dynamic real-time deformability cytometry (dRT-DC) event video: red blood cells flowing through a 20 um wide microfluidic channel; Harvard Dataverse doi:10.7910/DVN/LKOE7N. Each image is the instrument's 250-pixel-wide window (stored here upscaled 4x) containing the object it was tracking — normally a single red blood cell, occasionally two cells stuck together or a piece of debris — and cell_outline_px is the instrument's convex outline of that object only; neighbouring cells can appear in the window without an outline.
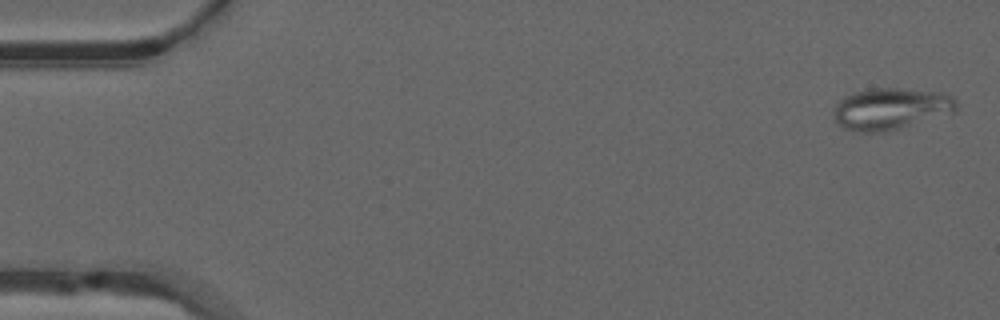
{"species": "common noctule bat (a hibernating species)", "species_latin": "Nyctalus noctula", "temperature_condition": "warm", "stored_images_in_passage": 51, "segment_of_instrument_passage": [1, 2], "camera_frame_rate_fps": 3000, "um_per_image_px": 0.085, "animal": {"sex": "male", "forearm_length_mm": 52.5}, "frame": {"image": 1, "passage_image": 2, "time_ms": 0.333, "image_size_px": [1000, 320], "cell_outline_px": [[956, 108], [952, 112], [884, 132], [852, 132], [836, 124], [836, 104], [844, 96], [852, 92], [872, 88], [896, 88], [944, 92], [952, 96], [956, 100]], "centroid_in_image_um": [75.68, 9.23], "position_along_channel_um": 9.3, "area_um2": 29.48}}
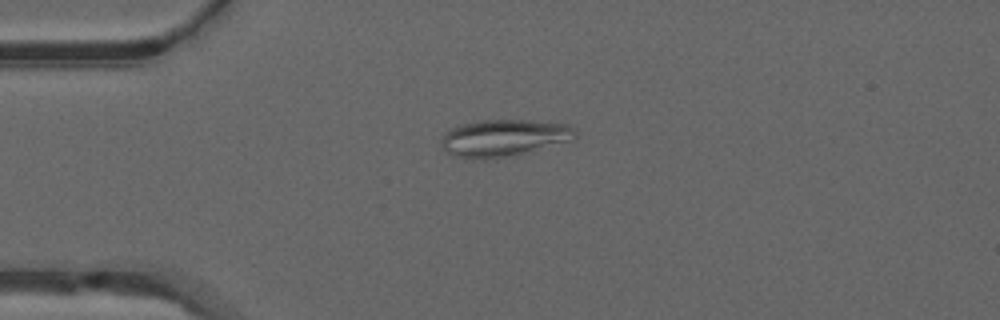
{"frame": {"image": 2, "passage_image": 13, "time_ms": 4.0, "image_size_px": [1000, 320], "cell_outline_px": [[576, 136], [572, 140], [512, 156], [492, 160], [472, 160], [456, 156], [444, 152], [440, 140], [440, 136], [444, 132], [460, 124], [480, 120], [528, 120], [568, 124], [576, 132]], "centroid_in_image_um": [42.75, 11.74], "position_along_channel_um": 42.3, "area_um2": 29.36}}